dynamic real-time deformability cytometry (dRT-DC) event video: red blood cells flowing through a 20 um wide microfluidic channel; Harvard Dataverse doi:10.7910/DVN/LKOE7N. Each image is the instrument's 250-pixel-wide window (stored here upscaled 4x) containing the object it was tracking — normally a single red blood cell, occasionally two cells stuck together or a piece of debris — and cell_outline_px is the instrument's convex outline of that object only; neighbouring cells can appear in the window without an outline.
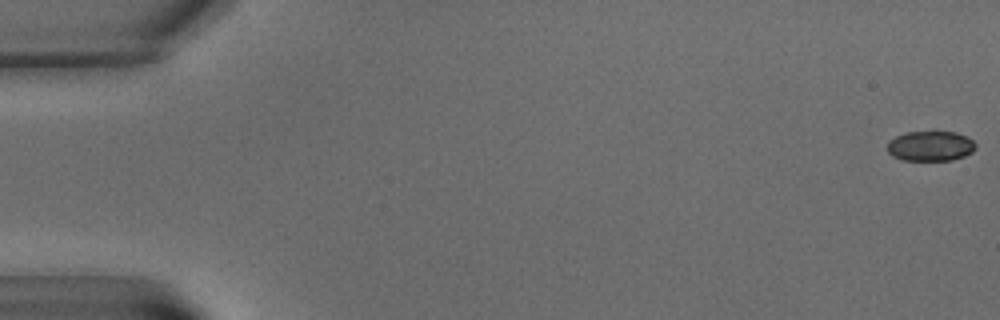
{"species": "common noctule bat (a hibernating species)", "species_latin": "Nyctalus noctula", "temperature_condition": "warm", "stored_images_in_passage": 8, "camera_frame_rate_fps": 3000, "um_per_image_px": 0.085, "animal": {"sex": "male", "body_mass_g": 15.6}, "frame": {"image": 1, "passage_image": 1, "time_ms": 0.0, "image_size_px": [1000, 320], "cell_outline_px": [[976, 148], [972, 152], [964, 156], [952, 160], [904, 160], [892, 156], [888, 152], [888, 144], [896, 136], [908, 132], [956, 132], [968, 136], [976, 144]], "centroid_in_image_um": [79.13, 12.41], "position_along_channel_um": 5.9, "area_um2": 15.37}}
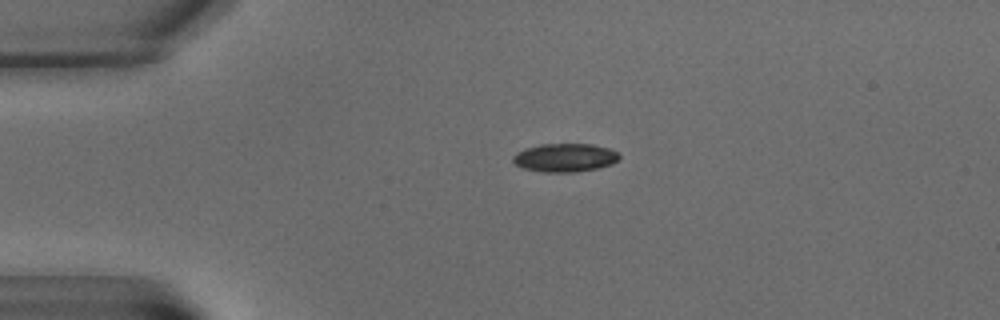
{"frame": {"image": 2, "passage_image": 5, "time_ms": 5.333, "image_size_px": [1000, 320], "cell_outline_px": [[620, 160], [612, 164], [600, 168], [576, 172], [544, 172], [524, 168], [516, 164], [512, 160], [512, 156], [516, 152], [524, 148], [540, 144], [592, 144], [608, 148], [616, 152], [620, 156]], "centroid_in_image_um": [48.02, 13.4], "position_along_channel_um": 37.0, "area_um2": 17.74}}
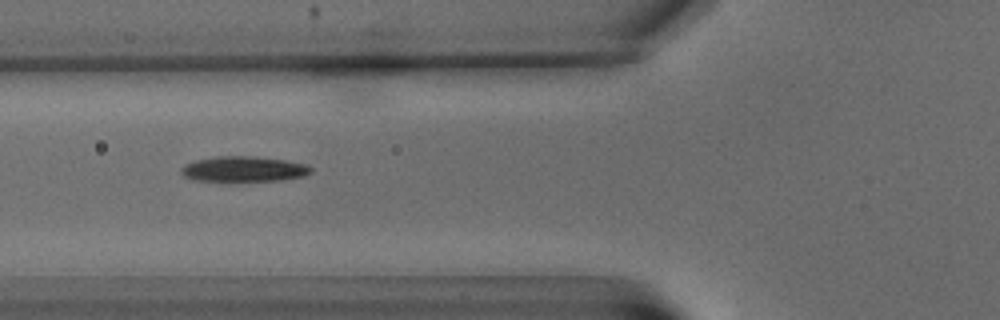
{"frame": {"image": 3, "passage_image": 8, "time_ms": 9.0, "image_size_px": [1000, 320], "cell_outline_px": [[312, 172], [304, 176], [280, 180], [192, 180], [184, 176], [180, 172], [180, 168], [184, 164], [196, 160], [216, 156], [252, 156], [284, 160], [308, 164], [312, 168]], "centroid_in_image_um": [20.71, 14.35], "position_along_channel_um": 105.1, "area_um2": 19.02}}